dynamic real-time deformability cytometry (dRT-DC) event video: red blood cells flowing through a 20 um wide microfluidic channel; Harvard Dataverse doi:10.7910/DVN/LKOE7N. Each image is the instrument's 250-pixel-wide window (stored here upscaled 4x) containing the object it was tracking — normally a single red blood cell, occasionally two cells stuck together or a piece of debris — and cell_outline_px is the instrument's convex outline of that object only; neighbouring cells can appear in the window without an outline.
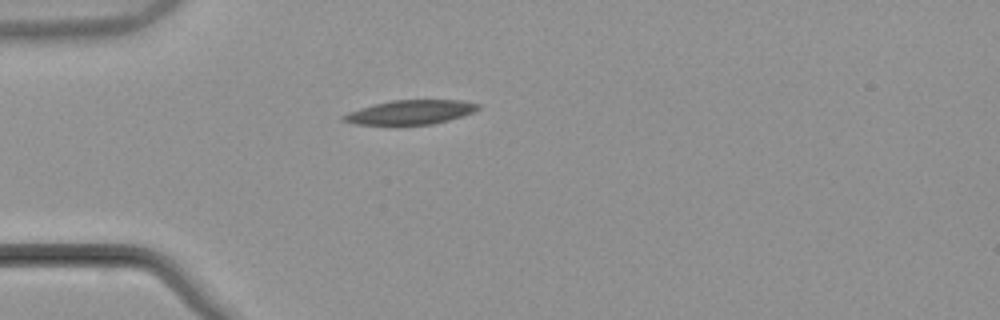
{"species": "common noctule bat (a hibernating species)", "species_latin": "Nyctalus noctula", "temperature_condition": "warm", "stored_images_in_passage": 34, "camera_frame_rate_fps": 3000, "um_per_image_px": 0.085, "animal": {"sex": "male", "body_mass_g": 21.5, "forearm_length_mm": 52.0}, "frame": {"image": 1, "passage_image": 1, "time_ms": 0.0, "image_size_px": [1000, 320], "cell_outline_px": [[480, 108], [472, 112], [448, 120], [432, 124], [396, 128], [356, 124], [344, 120], [340, 116], [348, 112], [360, 108], [392, 100], [460, 100], [480, 104]], "centroid_in_image_um": [34.82, 9.59], "position_along_channel_um": 50.2, "area_um2": 19.71}}
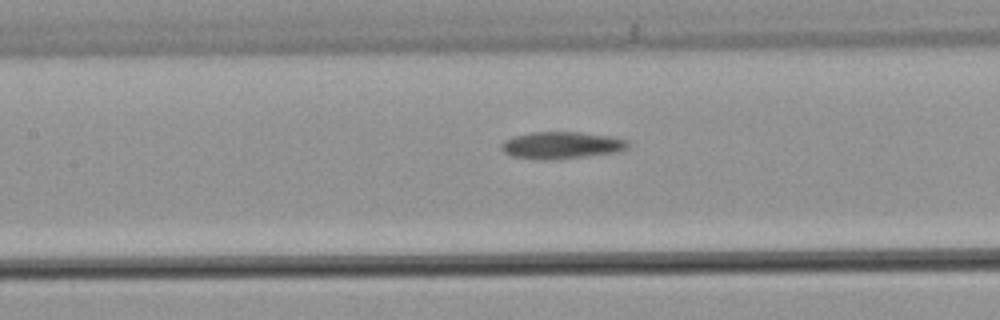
{"frame": {"image": 2, "passage_image": 11, "time_ms": 3.333, "image_size_px": [1000, 320], "cell_outline_px": [[628, 148], [616, 152], [556, 160], [544, 160], [512, 156], [504, 152], [500, 148], [500, 144], [504, 140], [516, 136], [532, 132], [580, 132], [608, 136], [628, 140]], "centroid_in_image_um": [47.7, 12.35], "position_along_channel_um": 159.7, "area_um2": 19.88}}
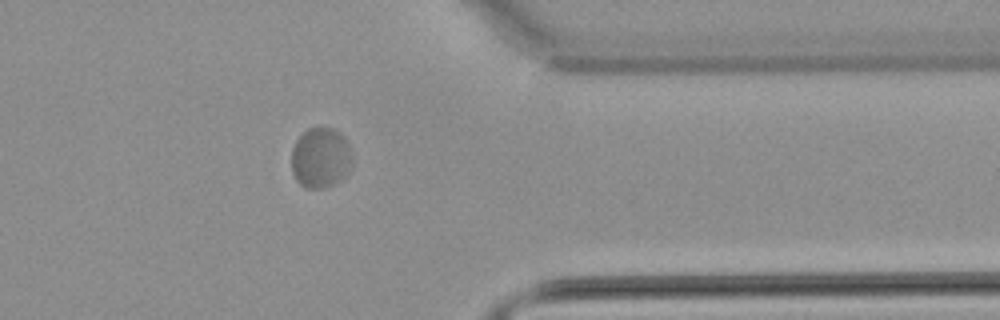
{"frame": {"image": 3, "passage_image": 30, "time_ms": 9.667, "image_size_px": [1000, 320], "cell_outline_px": [[352, 164], [348, 172], [340, 180], [324, 188], [304, 188], [296, 180], [292, 172], [292, 148], [296, 140], [308, 128], [320, 124], [324, 124], [336, 128], [344, 136], [348, 144], [352, 160]], "centroid_in_image_um": [27.25, 13.35], "position_along_channel_um": 384.1, "area_um2": 21.91}}